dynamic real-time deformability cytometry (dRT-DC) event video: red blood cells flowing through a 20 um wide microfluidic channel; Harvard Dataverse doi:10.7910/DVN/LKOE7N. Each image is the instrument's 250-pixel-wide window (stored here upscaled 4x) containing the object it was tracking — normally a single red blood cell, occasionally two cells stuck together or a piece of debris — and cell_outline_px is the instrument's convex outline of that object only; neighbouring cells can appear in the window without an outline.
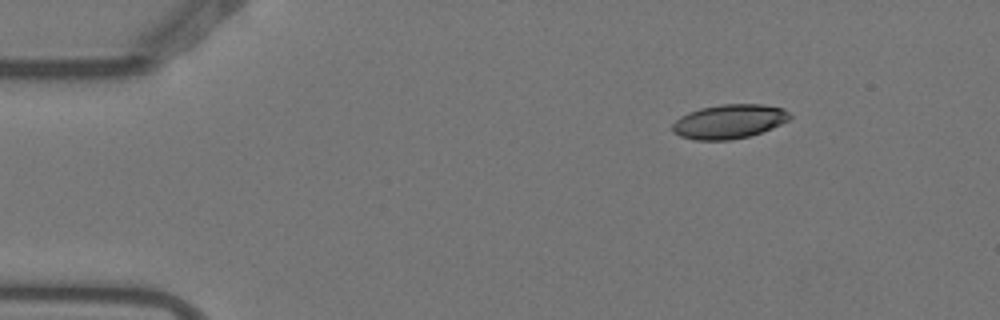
{"species": "Egyptian fruit bat (a non-hibernating species)", "species_latin": "Rousettus aegyptiacus", "temperature_condition": "warm", "stored_images_in_passage": 4, "camera_frame_rate_fps": 3000, "um_per_image_px": 0.085, "animal": {"sex": "female"}, "frame": {"image": 1, "passage_image": 1, "time_ms": 0.0, "image_size_px": [1000, 320], "cell_outline_px": [[792, 116], [788, 120], [772, 128], [748, 136], [732, 140], [696, 140], [680, 136], [672, 132], [672, 124], [680, 116], [688, 112], [700, 108], [720, 104], [764, 104], [784, 108]], "centroid_in_image_um": [61.96, 10.32], "position_along_channel_um": 23.0, "area_um2": 23.47}}